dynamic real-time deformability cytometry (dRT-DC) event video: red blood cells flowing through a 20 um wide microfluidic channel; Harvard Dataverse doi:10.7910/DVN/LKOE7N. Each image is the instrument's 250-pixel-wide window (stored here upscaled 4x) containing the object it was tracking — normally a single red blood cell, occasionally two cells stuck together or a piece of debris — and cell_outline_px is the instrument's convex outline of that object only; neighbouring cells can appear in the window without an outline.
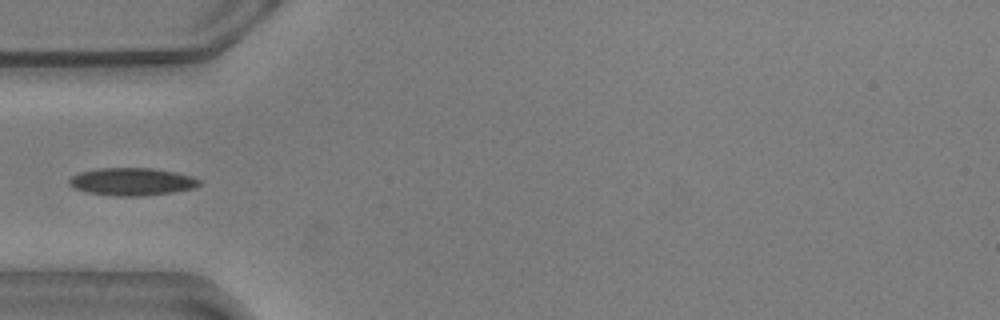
{"species": "common noctule bat (a hibernating species)", "species_latin": "Nyctalus noctula", "temperature_condition": "warm", "stored_images_in_passage": 11, "camera_frame_rate_fps": 3000, "um_per_image_px": 0.085, "animal": {"sex": "male", "body_mass_g": 20.5, "forearm_length_mm": 52.5}, "frame": {"image": 1, "passage_image": 1, "time_ms": 0.0, "image_size_px": [1000, 320], "cell_outline_px": [[200, 184], [196, 188], [172, 192], [140, 196], [116, 196], [88, 192], [76, 188], [68, 184], [68, 180], [72, 176], [80, 172], [100, 168], [152, 168], [192, 176], [200, 180]], "centroid_in_image_um": [11.22, 15.44], "position_along_channel_um": 73.8, "area_um2": 20.75}}